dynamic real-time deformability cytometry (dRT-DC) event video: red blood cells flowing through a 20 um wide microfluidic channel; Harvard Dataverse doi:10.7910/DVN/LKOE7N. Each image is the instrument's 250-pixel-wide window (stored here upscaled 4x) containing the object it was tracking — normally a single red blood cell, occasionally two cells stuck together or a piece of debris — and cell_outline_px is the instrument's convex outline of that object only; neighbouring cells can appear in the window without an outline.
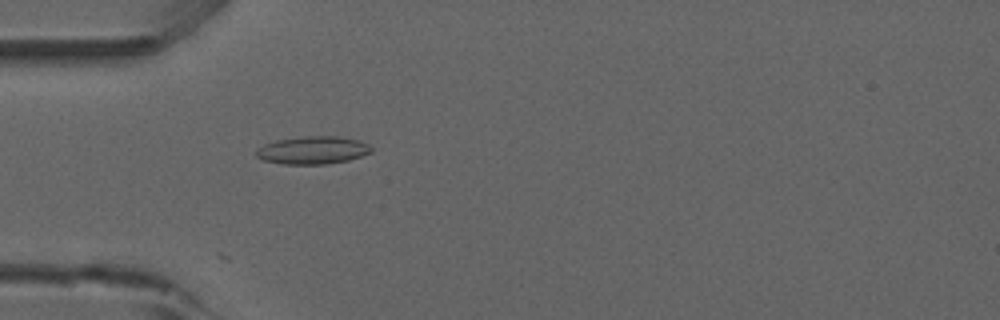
{"species": "common noctule bat (a hibernating species)", "species_latin": "Nyctalus noctula", "temperature_condition": "room temperature", "stored_images_in_passage": 21, "camera_frame_rate_fps": 3000, "um_per_image_px": 0.085, "animal": {"sex": "male", "forearm_length_mm": 52.5}, "frame": {"image": 1, "passage_image": 10, "time_ms": 3.0, "image_size_px": [1000, 320], "cell_outline_px": [[372, 152], [348, 160], [324, 164], [284, 164], [264, 160], [256, 156], [256, 148], [264, 144], [276, 140], [304, 136], [340, 136], [360, 140], [368, 144], [372, 148]], "centroid_in_image_um": [26.58, 12.75], "position_along_channel_um": 58.4, "area_um2": 18.67}}
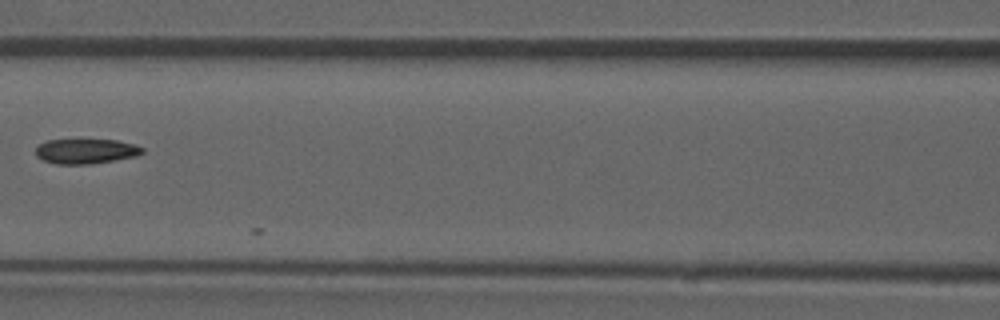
{"frame": {"image": 2, "passage_image": 18, "time_ms": 5.667, "image_size_px": [1000, 320], "cell_outline_px": [[144, 152], [136, 156], [88, 164], [56, 164], [44, 160], [36, 156], [36, 144], [48, 140], [116, 140], [136, 144], [144, 148]], "centroid_in_image_um": [7.29, 12.84], "position_along_channel_um": 159.3, "area_um2": 15.43}}